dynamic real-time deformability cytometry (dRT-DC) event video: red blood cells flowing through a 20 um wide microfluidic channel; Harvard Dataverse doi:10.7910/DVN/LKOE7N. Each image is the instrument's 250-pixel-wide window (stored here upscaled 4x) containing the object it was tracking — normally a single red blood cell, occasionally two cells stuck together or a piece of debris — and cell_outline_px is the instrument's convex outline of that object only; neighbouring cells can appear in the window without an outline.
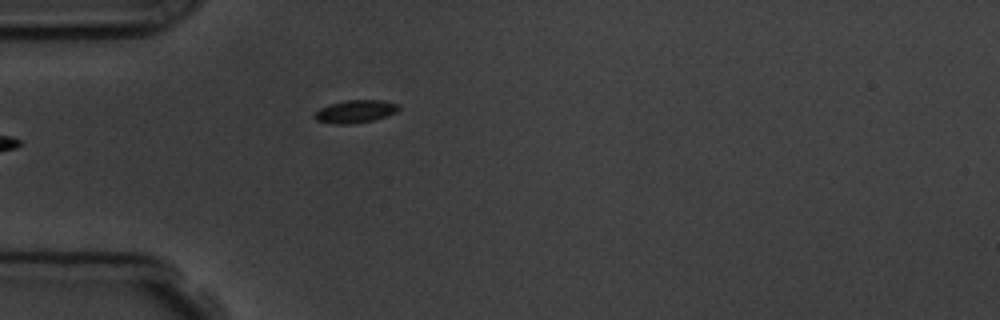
{"species": "common noctule bat (a hibernating species)", "species_latin": "Nyctalus noctula", "temperature_condition": "room temperature", "stored_images_in_passage": 6, "camera_frame_rate_fps": 3000, "um_per_image_px": 0.085, "animal": {"sex": "male", "body_mass_g": 19.5, "forearm_length_mm": 54.6}, "frame": {"image": 1, "passage_image": 6, "time_ms": 5.667, "image_size_px": [1000, 320], "cell_outline_px": [[400, 108], [396, 112], [388, 116], [372, 120], [352, 124], [336, 124], [316, 120], [312, 116], [320, 108], [344, 100], [380, 100], [400, 104]], "centroid_in_image_um": [30.23, 9.47], "position_along_channel_um": 54.8, "area_um2": 11.16}}